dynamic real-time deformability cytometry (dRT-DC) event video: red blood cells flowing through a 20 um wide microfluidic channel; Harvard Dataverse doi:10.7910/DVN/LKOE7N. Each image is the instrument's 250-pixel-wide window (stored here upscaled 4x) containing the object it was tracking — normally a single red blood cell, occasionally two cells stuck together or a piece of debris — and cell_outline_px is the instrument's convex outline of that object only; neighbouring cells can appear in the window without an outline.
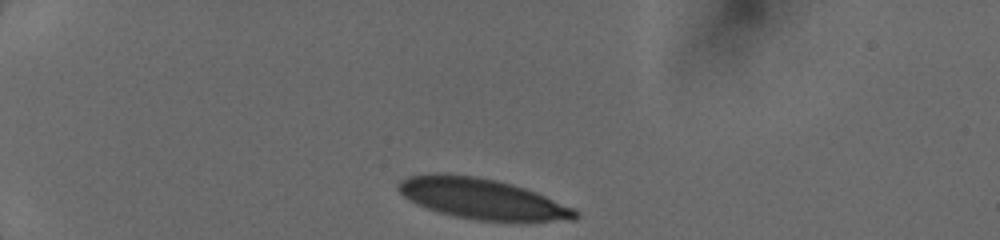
{"species": "human", "species_latin": "Homo sapiens", "temperature_condition": "cold", "stored_images_in_passage": 8, "camera_frame_rate_fps": 3000, "um_per_image_px": 0.085, "donor": {"sex": "female"}, "frame": {"image": 1, "passage_image": 1, "time_ms": 0.0, "image_size_px": [1000, 240], "cell_outline_px": [[580, 216], [576, 220], [476, 220], [456, 216], [440, 212], [416, 204], [408, 200], [396, 188], [396, 184], [400, 180], [408, 176], [432, 172], [440, 172], [472, 176], [496, 180], [512, 184], [536, 192], [572, 208], [580, 212]], "centroid_in_image_um": [40.9, 16.87], "position_along_channel_um": 44.1, "area_um2": 41.5}}